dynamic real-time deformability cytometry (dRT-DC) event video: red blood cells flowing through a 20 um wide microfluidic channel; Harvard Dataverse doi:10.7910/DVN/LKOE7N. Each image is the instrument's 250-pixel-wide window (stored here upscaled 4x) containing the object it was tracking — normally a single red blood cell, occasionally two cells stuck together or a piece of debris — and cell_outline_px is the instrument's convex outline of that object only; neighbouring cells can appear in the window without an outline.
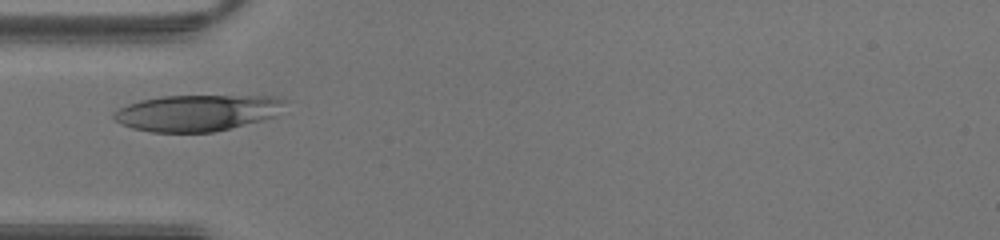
{"species": "human", "species_latin": "Homo sapiens", "temperature_condition": "warm", "stored_images_in_passage": 37, "camera_frame_rate_fps": 3000, "um_per_image_px": 0.085, "donor": {"sex": "male"}, "frame": {"image": 1, "passage_image": 9, "time_ms": 2.667, "image_size_px": [1000, 240], "cell_outline_px": [[288, 100], [276, 116], [264, 120], [212, 132], [152, 132], [132, 128], [116, 120], [112, 116], [112, 112], [128, 104], [140, 100], [160, 96], [276, 96]], "centroid_in_image_um": [16.79, 9.58], "position_along_channel_um": 68.2, "area_um2": 36.24}}
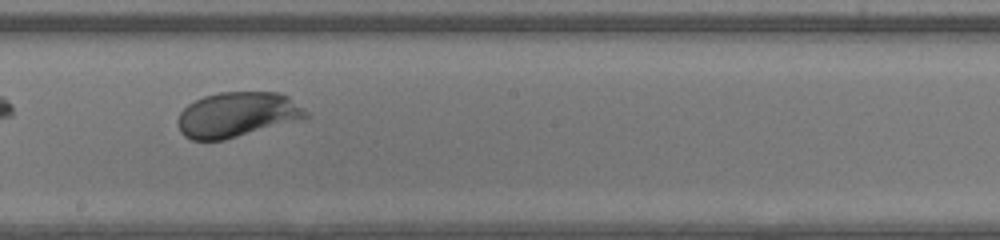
{"frame": {"image": 2, "passage_image": 19, "time_ms": 6.0, "image_size_px": [1000, 240], "cell_outline_px": [[312, 116], [224, 140], [192, 140], [184, 136], [180, 132], [176, 124], [180, 112], [188, 104], [204, 96], [220, 92], [280, 92], [288, 96], [304, 108]], "centroid_in_image_um": [20.14, 9.74], "position_along_channel_um": 228.1, "area_um2": 33.64}}
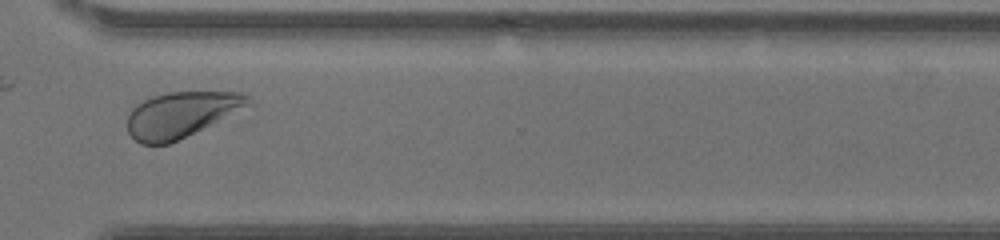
{"frame": {"image": 3, "passage_image": 27, "time_ms": 8.667, "image_size_px": [1000, 240], "cell_outline_px": [[256, 108], [168, 144], [140, 144], [128, 132], [128, 116], [132, 108], [136, 104], [152, 96], [168, 92], [244, 92], [252, 96], [256, 100]], "centroid_in_image_um": [15.64, 9.72], "position_along_channel_um": 355.0, "area_um2": 33.7}}